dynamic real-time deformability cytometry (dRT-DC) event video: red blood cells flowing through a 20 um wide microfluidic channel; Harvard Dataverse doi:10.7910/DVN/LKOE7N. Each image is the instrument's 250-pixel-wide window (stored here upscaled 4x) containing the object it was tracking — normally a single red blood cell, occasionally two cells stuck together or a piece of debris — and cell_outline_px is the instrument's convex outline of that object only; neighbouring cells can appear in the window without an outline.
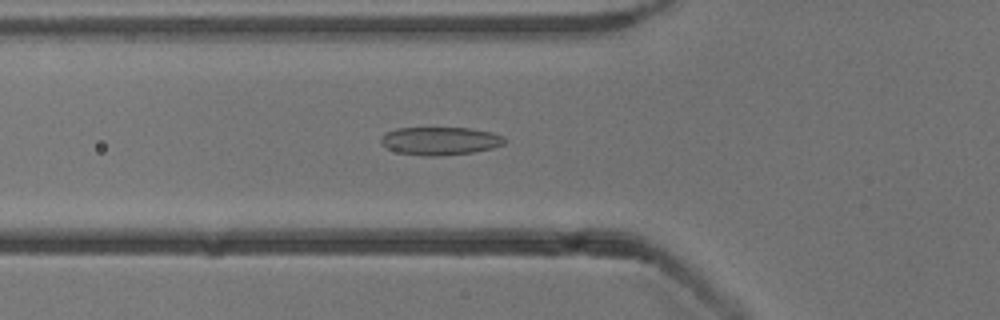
{"species": "common noctule bat (a hibernating species)", "species_latin": "Nyctalus noctula", "temperature_condition": "cold", "stored_images_in_passage": 44, "camera_frame_rate_fps": 3000, "um_per_image_px": 0.085, "animal": {"sex": "male", "body_mass_g": 13.3}, "frame": {"image": 1, "passage_image": 10, "time_ms": 3.0, "image_size_px": [1000, 320], "cell_outline_px": [[508, 140], [504, 144], [492, 148], [472, 152], [436, 156], [424, 156], [396, 152], [380, 144], [380, 136], [384, 132], [396, 128], [472, 128], [492, 132], [504, 136]], "centroid_in_image_um": [37.39, 11.97], "position_along_channel_um": 88.4, "area_um2": 20.46}}
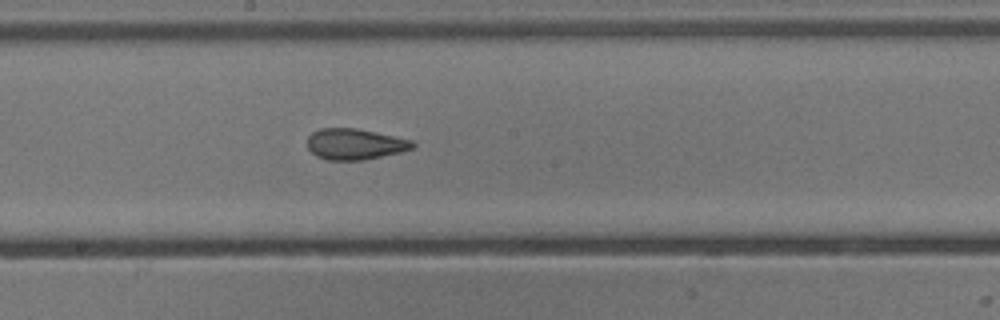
{"frame": {"image": 2, "passage_image": 20, "time_ms": 6.333, "image_size_px": [1000, 320], "cell_outline_px": [[416, 148], [400, 152], [364, 160], [328, 160], [316, 156], [308, 148], [308, 136], [312, 132], [320, 128], [356, 128], [376, 132], [412, 140], [416, 144]], "centroid_in_image_um": [30.18, 12.25], "position_along_channel_um": 218.0, "area_um2": 19.07}}
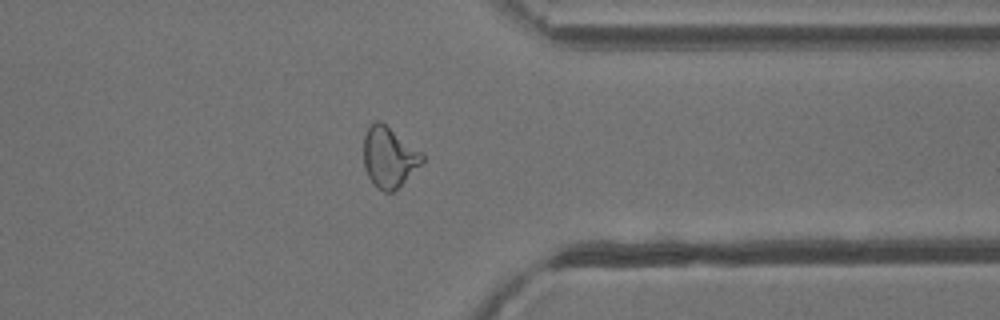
{"frame": {"image": 3, "passage_image": 33, "time_ms": 10.667, "image_size_px": [1000, 320], "cell_outline_px": [[424, 160], [392, 192], [384, 192], [368, 176], [364, 168], [364, 136], [368, 128], [376, 120], [380, 120], [420, 152], [424, 156]], "centroid_in_image_um": [33.03, 13.33], "position_along_channel_um": 378.4, "area_um2": 19.83}, "authors_computed_cell_mechanics": {"area_um2": 20.0566, "velocity_mm_per_s": 3.8599, "shape_relaxation_time_tau1_ms": 8.5411, "shape_relaxation_time_tau2_ms": 2.1412, "deformation_change_tau1": 0.196, "deformation_change_tau2": 0.0863}}